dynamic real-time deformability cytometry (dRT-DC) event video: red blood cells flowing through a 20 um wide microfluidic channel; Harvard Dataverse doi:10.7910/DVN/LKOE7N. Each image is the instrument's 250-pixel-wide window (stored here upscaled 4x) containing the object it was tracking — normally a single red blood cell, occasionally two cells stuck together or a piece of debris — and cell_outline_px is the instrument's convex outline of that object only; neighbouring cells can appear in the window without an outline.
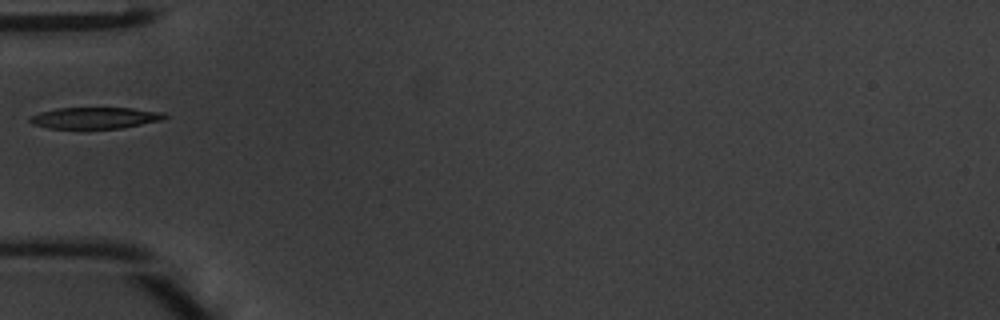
{"species": "common noctule bat (a hibernating species)", "species_latin": "Nyctalus noctula", "temperature_condition": "warm", "stored_images_in_passage": 32, "camera_frame_rate_fps": 3000, "um_per_image_px": 0.085, "animal": {"sex": "male", "body_mass_g": 20.1, "forearm_length_mm": 53.5}, "frame": {"image": 1, "passage_image": 1, "time_ms": 0.0, "image_size_px": [1000, 320], "cell_outline_px": [[168, 116], [164, 120], [120, 128], [48, 128], [32, 124], [28, 120], [28, 116], [40, 112], [56, 108], [132, 108], [164, 112]], "centroid_in_image_um": [8.07, 10.01], "position_along_channel_um": 76.9, "area_um2": 16.88}}
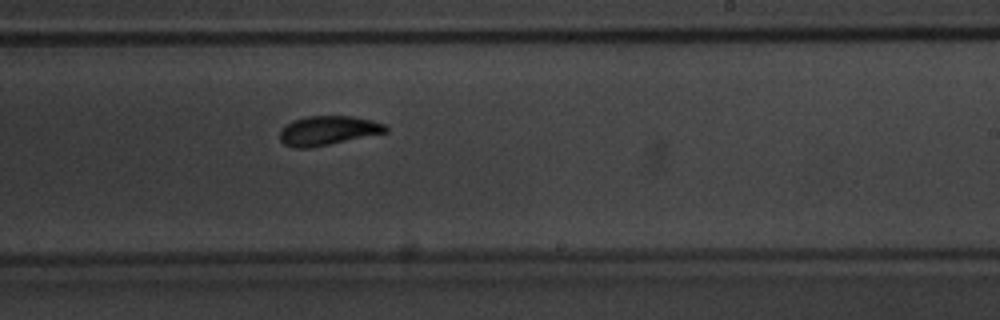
{"frame": {"image": 2, "passage_image": 14, "time_ms": 4.333, "image_size_px": [1000, 320], "cell_outline_px": [[388, 132], [308, 148], [296, 148], [284, 144], [280, 140], [280, 132], [292, 120], [308, 116], [352, 116], [372, 120], [384, 124], [388, 128]], "centroid_in_image_um": [27.89, 11.09], "position_along_channel_um": 261.1, "area_um2": 17.8}}
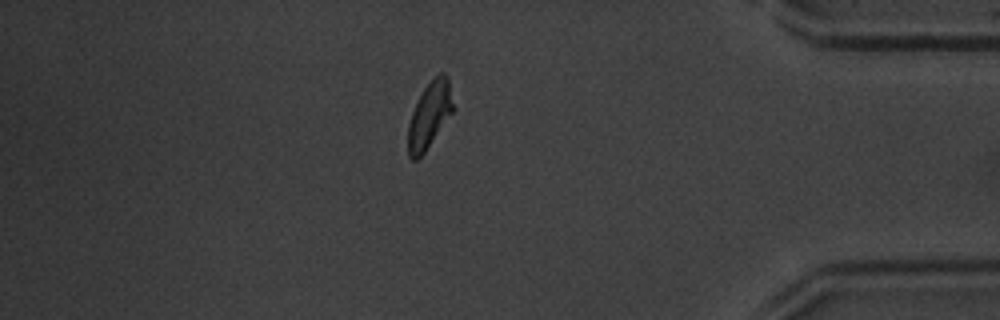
{"frame": {"image": 3, "passage_image": 26, "time_ms": 8.333, "image_size_px": [1000, 320], "cell_outline_px": [[452, 112], [424, 152], [416, 160], [412, 160], [408, 156], [408, 124], [412, 112], [424, 88], [440, 72], [444, 72], [448, 76], [452, 104]], "centroid_in_image_um": [36.48, 9.79], "position_along_channel_um": 398.7, "area_um2": 16.76}}